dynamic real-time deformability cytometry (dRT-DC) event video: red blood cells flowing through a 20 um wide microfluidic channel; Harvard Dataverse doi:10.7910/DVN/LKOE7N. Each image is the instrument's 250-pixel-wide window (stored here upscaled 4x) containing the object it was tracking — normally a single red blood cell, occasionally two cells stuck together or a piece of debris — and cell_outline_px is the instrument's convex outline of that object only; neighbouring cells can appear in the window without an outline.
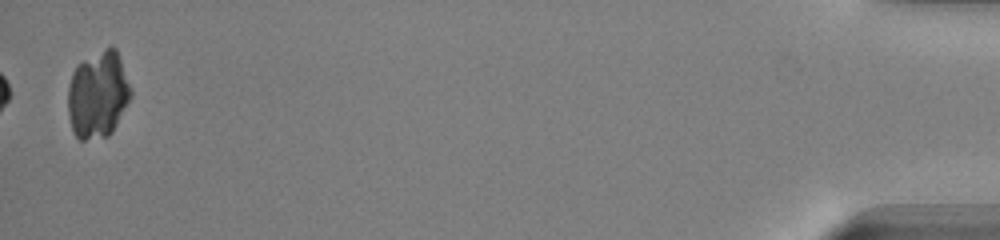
{"species": "common noctule bat (a hibernating species)", "species_latin": "Nyctalus noctula", "temperature_condition": "warm", "stored_images_in_passage": 34, "camera_frame_rate_fps": 3000, "um_per_image_px": 0.085, "animal": {"sex": "male", "body_mass_g": 13.0, "forearm_length_mm": 53.1}, "frame": {"image": 1, "passage_image": 34, "time_ms": 11.0, "image_size_px": [1000, 240], "cell_outline_px": [[132, 96], [112, 132], [108, 136], [84, 140], [80, 140], [72, 132], [68, 116], [68, 88], [72, 72], [76, 64], [108, 48], [116, 48], [132, 92]], "centroid_in_image_um": [8.3, 8.09], "position_along_channel_um": 426.9, "area_um2": 31.67}}